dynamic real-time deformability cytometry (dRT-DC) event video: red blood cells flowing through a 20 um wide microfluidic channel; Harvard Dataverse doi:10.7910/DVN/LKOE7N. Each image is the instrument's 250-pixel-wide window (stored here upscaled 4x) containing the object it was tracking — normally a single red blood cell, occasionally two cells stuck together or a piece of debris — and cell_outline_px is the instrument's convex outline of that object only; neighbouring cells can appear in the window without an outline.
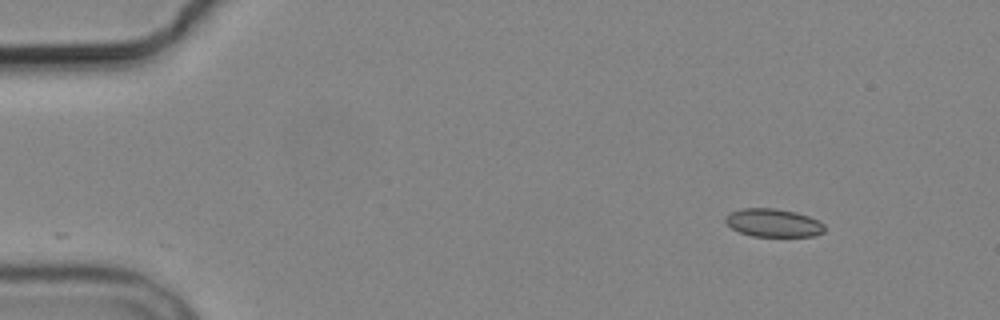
{"species": "common noctule bat (a hibernating species)", "species_latin": "Nyctalus noctula", "temperature_condition": "cold", "stored_images_in_passage": 2, "camera_frame_rate_fps": 3000, "um_per_image_px": 0.085, "animal": {"sex": "male", "body_mass_g": 19.2, "forearm_length_mm": 51.8}, "frame": {"image": 1, "passage_image": 2, "time_ms": 1.0, "image_size_px": [1000, 320], "cell_outline_px": [[824, 232], [816, 236], [752, 236], [740, 232], [732, 228], [724, 220], [732, 212], [740, 208], [776, 208], [796, 212], [808, 216], [824, 224]], "centroid_in_image_um": [65.75, 18.94], "position_along_channel_um": 19.2, "area_um2": 16.13}}